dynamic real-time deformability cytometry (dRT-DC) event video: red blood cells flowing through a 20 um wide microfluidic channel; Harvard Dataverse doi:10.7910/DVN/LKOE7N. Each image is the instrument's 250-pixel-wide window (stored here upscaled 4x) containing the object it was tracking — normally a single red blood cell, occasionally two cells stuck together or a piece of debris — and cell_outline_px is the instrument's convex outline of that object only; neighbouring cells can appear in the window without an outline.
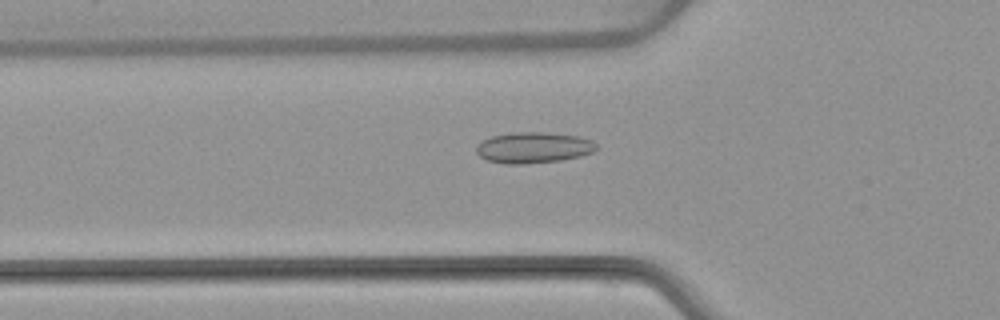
{"species": "common noctule bat (a hibernating species)", "species_latin": "Nyctalus noctula", "temperature_condition": "warm", "stored_images_in_passage": 54, "camera_frame_rate_fps": 3000, "um_per_image_px": 0.085, "animal": {"sex": "female", "body_mass_g": 22.7, "forearm_length_mm": 54.2}, "frame": {"image": 1, "passage_image": 19, "time_ms": 6.0, "image_size_px": [1000, 320], "cell_outline_px": [[596, 148], [592, 152], [580, 156], [560, 160], [524, 164], [504, 164], [488, 160], [480, 156], [476, 152], [476, 144], [480, 140], [492, 136], [512, 132], [548, 132], [580, 136], [592, 140], [596, 144]], "centroid_in_image_um": [45.31, 12.53], "position_along_channel_um": 80.5, "area_um2": 21.85}}
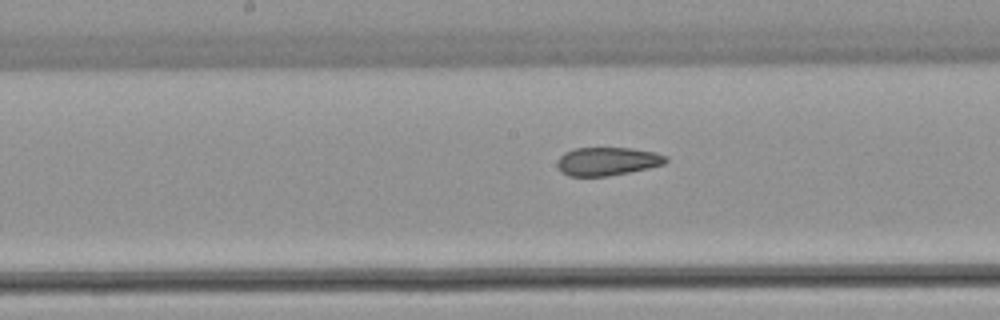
{"frame": {"image": 2, "passage_image": 28, "time_ms": 9.0, "image_size_px": [1000, 320], "cell_outline_px": [[668, 160], [664, 164], [648, 168], [608, 176], [568, 176], [560, 172], [556, 164], [560, 156], [564, 152], [576, 148], [632, 148], [656, 152], [668, 156]], "centroid_in_image_um": [51.62, 13.71], "position_along_channel_um": 196.6, "area_um2": 18.03}}
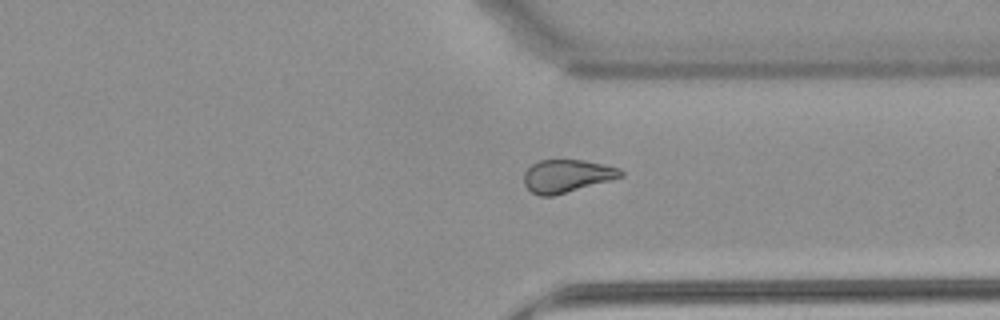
{"frame": {"image": 3, "passage_image": 41, "time_ms": 13.333, "image_size_px": [1000, 320], "cell_outline_px": [[624, 176], [612, 180], [552, 196], [540, 196], [532, 192], [524, 184], [524, 172], [532, 164], [540, 160], [584, 160], [604, 164], [620, 168], [624, 172]], "centroid_in_image_um": [48.21, 14.95], "position_along_channel_um": 363.2, "area_um2": 18.55}, "authors_computed_cell_mechanics": {"area_um2": 20.23, "velocity_mm_per_s": 3.8476, "shape_relaxation_time_tau1_ms": null, "shape_relaxation_time_tau2_ms": 2.4428, "deformation_change_tau1": null, "deformation_change_tau2": 0.0828}}